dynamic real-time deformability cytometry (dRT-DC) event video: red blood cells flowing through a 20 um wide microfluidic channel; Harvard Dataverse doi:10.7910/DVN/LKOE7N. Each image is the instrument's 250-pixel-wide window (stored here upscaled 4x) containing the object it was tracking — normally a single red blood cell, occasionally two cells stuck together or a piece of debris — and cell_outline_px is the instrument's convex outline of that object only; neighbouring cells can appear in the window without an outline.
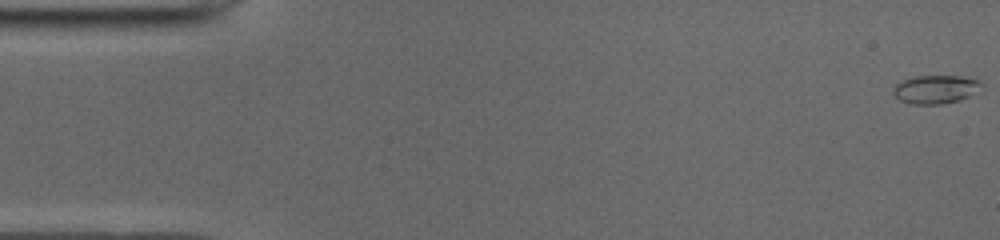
{"species": "common noctule bat (a hibernating species)", "species_latin": "Nyctalus noctula", "temperature_condition": "cold", "stored_images_in_passage": 51, "camera_frame_rate_fps": 3000, "um_per_image_px": 0.085, "animal": {"sex": "male", "body_mass_g": 19.0, "forearm_length_mm": 50.8}, "frame": {"image": 1, "passage_image": 1, "time_ms": 0.0, "image_size_px": [1000, 240], "cell_outline_px": [[984, 84], [968, 96], [960, 100], [940, 104], [912, 104], [900, 100], [892, 92], [892, 88], [896, 84], [904, 80], [916, 76], [960, 76], [980, 80]], "centroid_in_image_um": [79.51, 7.59], "position_along_channel_um": 5.5, "area_um2": 14.45}}
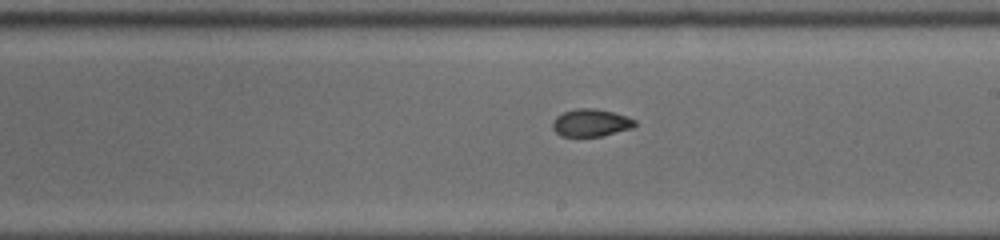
{"frame": {"image": 2, "passage_image": 29, "time_ms": 9.333, "image_size_px": [1000, 240], "cell_outline_px": [[636, 124], [632, 128], [600, 136], [560, 136], [552, 128], [552, 120], [556, 116], [564, 112], [576, 108], [596, 108], [628, 116], [636, 120]], "centroid_in_image_um": [50.21, 10.42], "position_along_channel_um": 238.8, "area_um2": 13.24}}
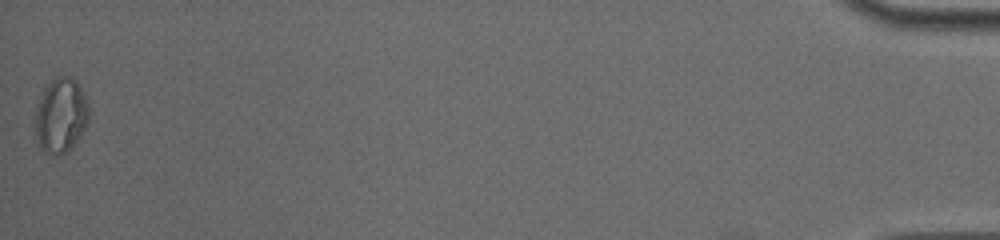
{"frame": {"image": 3, "passage_image": 51, "time_ms": 16.667, "image_size_px": [1000, 240], "cell_outline_px": [[88, 124], [76, 140], [64, 152], [56, 156], [44, 152], [40, 148], [36, 136], [36, 108], [44, 88], [56, 76], [72, 76], [76, 80], [84, 96], [88, 108]], "centroid_in_image_um": [5.15, 9.79], "position_along_channel_um": 430.0, "area_um2": 22.95}, "authors_computed_cell_mechanics": {"area_um2": 14.3344, "velocity_mm_per_s": 3.9687, "shape_relaxation_time_tau1_ms": null, "shape_relaxation_time_tau2_ms": 1.3795, "deformation_change_tau1": null, "deformation_change_tau2": 0.0542}}